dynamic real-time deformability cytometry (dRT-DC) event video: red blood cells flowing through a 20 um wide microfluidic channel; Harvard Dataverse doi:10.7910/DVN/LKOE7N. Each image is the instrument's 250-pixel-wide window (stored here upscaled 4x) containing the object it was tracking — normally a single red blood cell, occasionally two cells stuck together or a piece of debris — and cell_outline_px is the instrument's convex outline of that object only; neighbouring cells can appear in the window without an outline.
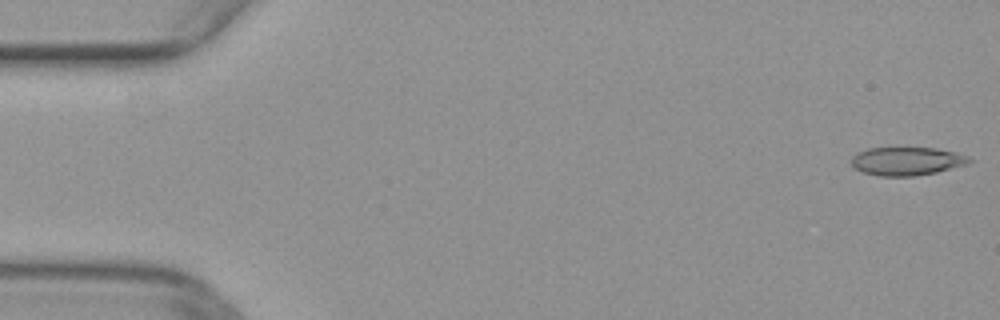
{"species": "common noctule bat (a hibernating species)", "species_latin": "Nyctalus noctula", "temperature_condition": "warm", "stored_images_in_passage": 50, "camera_frame_rate_fps": 3000, "um_per_image_px": 0.085, "animal": {"sex": "female", "body_mass_g": 29.2, "forearm_length_mm": 56.3}, "frame": {"image": 1, "passage_image": 1, "time_ms": 0.0, "image_size_px": [1000, 320], "cell_outline_px": [[972, 160], [968, 164], [936, 172], [912, 176], [880, 176], [864, 172], [856, 168], [852, 164], [852, 156], [856, 152], [868, 148], [936, 148], [956, 152], [968, 156]], "centroid_in_image_um": [77.09, 13.69], "position_along_channel_um": 7.9, "area_um2": 19.36}}
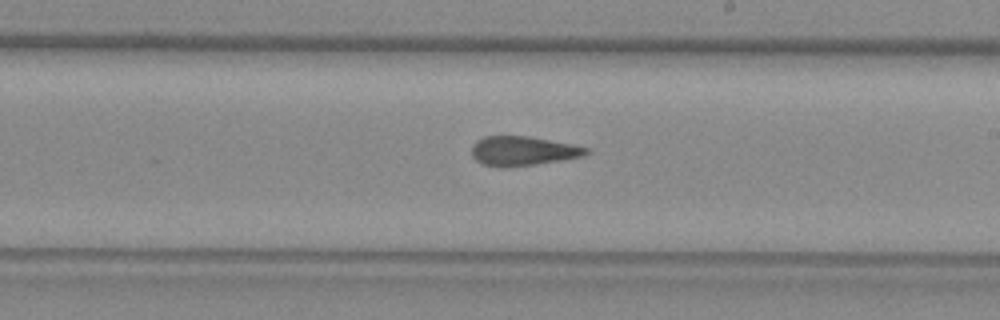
{"frame": {"image": 2, "passage_image": 29, "time_ms": 9.333, "image_size_px": [1000, 320], "cell_outline_px": [[592, 152], [584, 156], [560, 160], [532, 164], [484, 164], [476, 160], [472, 156], [472, 144], [476, 140], [484, 136], [528, 136], [572, 144], [588, 148]], "centroid_in_image_um": [44.49, 12.78], "position_along_channel_um": 244.5, "area_um2": 18.84}}
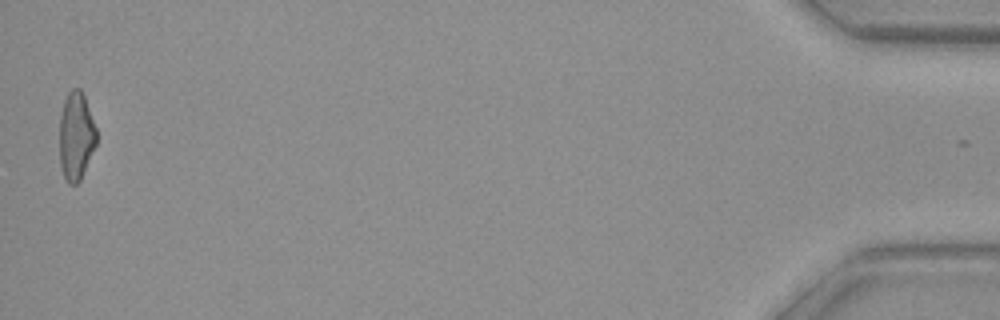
{"frame": {"image": 3, "passage_image": 50, "time_ms": 16.333, "image_size_px": [1000, 320], "cell_outline_px": [[96, 144], [80, 180], [76, 184], [68, 184], [64, 176], [60, 164], [60, 116], [64, 100], [68, 92], [72, 88], [80, 88], [84, 96], [96, 128]], "centroid_in_image_um": [6.46, 11.55], "position_along_channel_um": 428.7, "area_um2": 18.79}}